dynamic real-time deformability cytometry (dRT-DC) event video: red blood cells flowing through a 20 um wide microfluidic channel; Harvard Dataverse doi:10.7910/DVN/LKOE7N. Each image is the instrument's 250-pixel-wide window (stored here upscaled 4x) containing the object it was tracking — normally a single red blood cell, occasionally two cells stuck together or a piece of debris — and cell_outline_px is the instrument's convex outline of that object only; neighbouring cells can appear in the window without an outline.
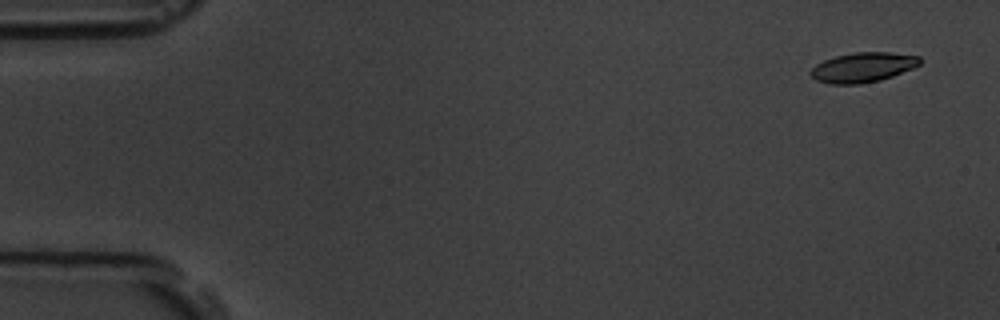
{"species": "common noctule bat (a hibernating species)", "species_latin": "Nyctalus noctula", "temperature_condition": "room temperature", "stored_images_in_passage": 4, "camera_frame_rate_fps": 3000, "um_per_image_px": 0.085, "animal": {"sex": "male", "body_mass_g": 19.5, "forearm_length_mm": 54.6}, "frame": {"image": 1, "passage_image": 1, "time_ms": 0.0, "image_size_px": [1000, 320], "cell_outline_px": [[920, 64], [912, 68], [892, 76], [880, 80], [860, 84], [832, 84], [816, 80], [808, 72], [816, 64], [824, 60], [836, 56], [856, 52], [888, 52], [920, 56]], "centroid_in_image_um": [73.33, 5.72], "position_along_channel_um": 11.7, "area_um2": 18.84}}